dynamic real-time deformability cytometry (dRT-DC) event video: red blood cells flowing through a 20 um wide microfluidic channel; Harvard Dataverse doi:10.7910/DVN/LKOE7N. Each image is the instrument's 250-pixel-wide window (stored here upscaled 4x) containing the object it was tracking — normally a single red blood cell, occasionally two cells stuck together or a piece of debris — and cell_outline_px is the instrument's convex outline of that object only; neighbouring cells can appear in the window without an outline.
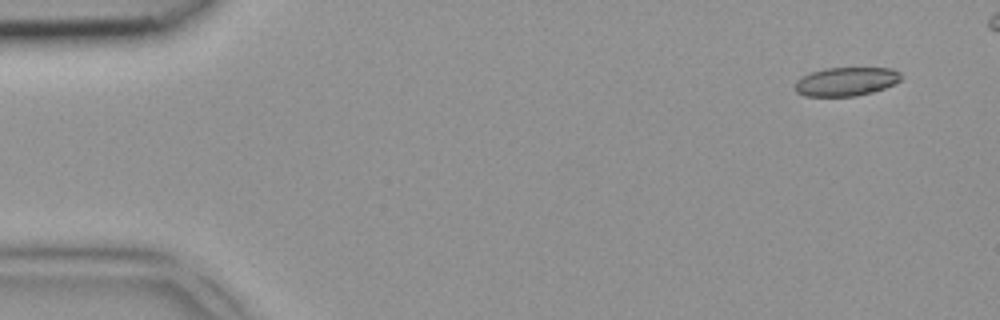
{"species": "common noctule bat (a hibernating species)", "species_latin": "Nyctalus noctula", "temperature_condition": "room temperature", "stored_images_in_passage": 2, "camera_frame_rate_fps": 3000, "um_per_image_px": 0.085, "animal": {"sex": "female", "body_mass_g": 18.4}, "frame": {"image": 1, "passage_image": 1, "time_ms": 0.0, "image_size_px": [1000, 320], "cell_outline_px": [[900, 80], [884, 88], [872, 92], [856, 96], [804, 96], [796, 92], [796, 80], [800, 76], [824, 68], [892, 68], [900, 72]], "centroid_in_image_um": [71.89, 6.93], "position_along_channel_um": 13.1, "area_um2": 17.69}}